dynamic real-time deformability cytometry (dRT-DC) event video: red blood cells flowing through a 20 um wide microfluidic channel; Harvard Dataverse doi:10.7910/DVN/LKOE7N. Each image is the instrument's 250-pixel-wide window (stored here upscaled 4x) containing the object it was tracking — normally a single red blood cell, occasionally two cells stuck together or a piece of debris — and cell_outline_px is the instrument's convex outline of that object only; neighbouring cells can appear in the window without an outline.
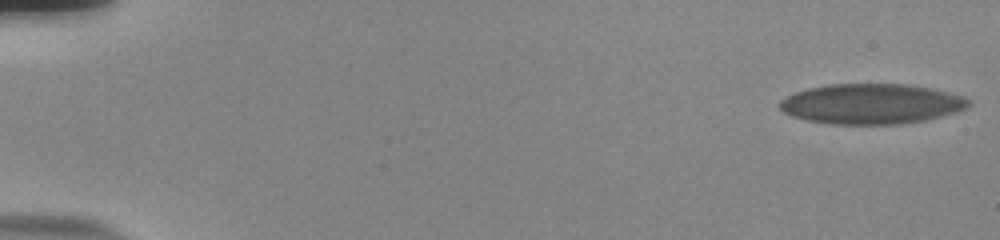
{"species": "human", "species_latin": "Homo sapiens", "temperature_condition": "room temperature", "stored_images_in_passage": 57, "camera_frame_rate_fps": 3000, "um_per_image_px": 0.085, "donor": {"sex": "male"}, "frame": {"image": 1, "passage_image": 1, "time_ms": 0.0, "image_size_px": [1000, 240], "cell_outline_px": [[968, 104], [964, 108], [952, 112], [924, 120], [896, 124], [836, 124], [808, 120], [792, 116], [784, 112], [780, 108], [780, 100], [796, 92], [812, 88], [832, 84], [904, 84], [928, 88], [960, 96], [968, 100]], "centroid_in_image_um": [73.99, 8.83], "position_along_channel_um": 11.0, "area_um2": 43.12}}
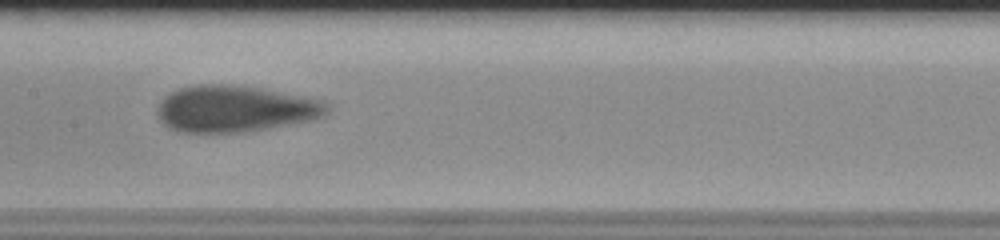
{"frame": {"image": 2, "passage_image": 30, "time_ms": 9.667, "image_size_px": [1000, 240], "cell_outline_px": [[328, 112], [324, 116], [312, 120], [268, 128], [244, 132], [176, 132], [168, 128], [160, 120], [160, 104], [164, 96], [180, 88], [196, 84], [228, 84], [256, 88], [324, 100], [328, 108]], "centroid_in_image_um": [19.98, 9.26], "position_along_channel_um": 187.4, "area_um2": 45.55}}
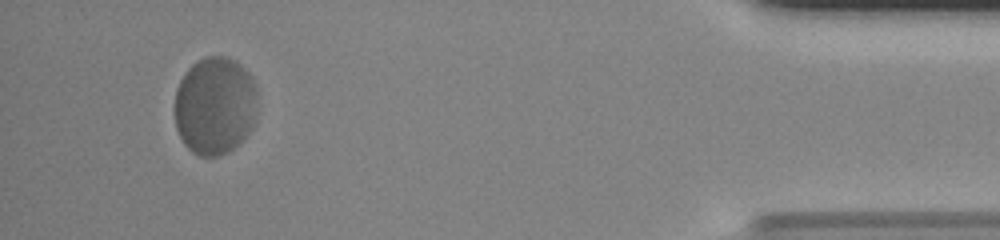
{"frame": {"image": 3, "passage_image": 54, "time_ms": 17.667, "image_size_px": [1000, 240], "cell_outline_px": [[256, 96], [252, 124], [248, 132], [228, 152], [220, 156], [200, 156], [192, 152], [184, 144], [176, 128], [176, 88], [184, 72], [192, 64], [204, 56], [224, 56], [232, 60], [252, 80], [256, 92]], "centroid_in_image_um": [18.2, 9.0], "position_along_channel_um": 417.0, "area_um2": 46.36}, "authors_computed_cell_mechanics": {"area_um2": 44.1014, "velocity_mm_per_s": 3.5986, "shape_relaxation_time_tau1_ms": 3.5478, "shape_relaxation_time_tau2_ms": null, "deformation_change_tau1": 0.1151, "deformation_change_tau2": null}}